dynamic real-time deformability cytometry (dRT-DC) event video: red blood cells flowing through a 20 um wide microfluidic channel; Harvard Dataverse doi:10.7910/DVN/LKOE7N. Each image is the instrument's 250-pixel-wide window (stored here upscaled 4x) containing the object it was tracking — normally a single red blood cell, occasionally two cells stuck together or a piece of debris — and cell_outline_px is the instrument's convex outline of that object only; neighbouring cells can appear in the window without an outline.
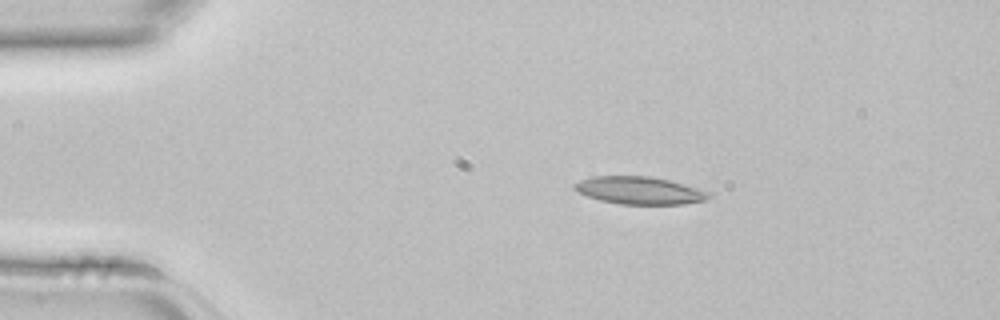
{"species": "common noctule bat (a hibernating species)", "species_latin": "Nyctalus noctula", "temperature_condition": "room temperature", "stored_images_in_passage": 2, "camera_frame_rate_fps": 3000, "um_per_image_px": 0.085, "animal": {"sex": "female", "body_mass_g": 22.7, "forearm_length_mm": 54.2}, "frame": {"image": 1, "passage_image": 1, "time_ms": 0.0, "image_size_px": [1000, 320], "cell_outline_px": [[708, 196], [704, 200], [684, 204], [620, 204], [600, 200], [576, 192], [572, 188], [572, 184], [580, 180], [592, 176], [652, 176], [684, 184], [708, 192]], "centroid_in_image_um": [54.26, 16.18], "position_along_channel_um": 30.7, "area_um2": 21.44}}